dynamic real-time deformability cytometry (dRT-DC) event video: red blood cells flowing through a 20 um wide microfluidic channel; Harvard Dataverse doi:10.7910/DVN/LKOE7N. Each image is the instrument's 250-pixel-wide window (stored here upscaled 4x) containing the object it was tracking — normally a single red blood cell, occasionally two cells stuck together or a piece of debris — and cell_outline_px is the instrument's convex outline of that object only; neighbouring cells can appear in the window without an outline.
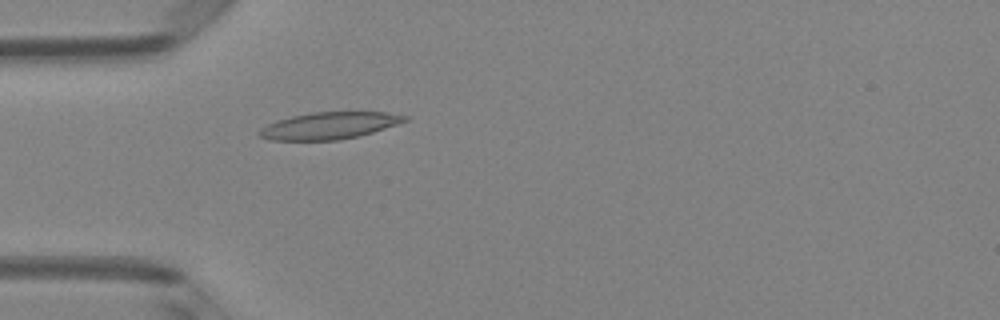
{"species": "Egyptian fruit bat (a non-hibernating species)", "species_latin": "Rousettus aegyptiacus", "temperature_condition": "room temperature", "stored_images_in_passage": 5, "camera_frame_rate_fps": 3000, "um_per_image_px": 0.085, "animal": {"sex": "female"}, "frame": {"image": 1, "passage_image": 5, "time_ms": 1.333, "image_size_px": [1000, 320], "cell_outline_px": [[408, 120], [360, 136], [336, 140], [272, 140], [260, 136], [256, 132], [260, 128], [276, 120], [292, 116], [312, 112], [384, 112], [408, 116]], "centroid_in_image_um": [27.95, 10.68], "position_along_channel_um": 57.1, "area_um2": 22.66}}